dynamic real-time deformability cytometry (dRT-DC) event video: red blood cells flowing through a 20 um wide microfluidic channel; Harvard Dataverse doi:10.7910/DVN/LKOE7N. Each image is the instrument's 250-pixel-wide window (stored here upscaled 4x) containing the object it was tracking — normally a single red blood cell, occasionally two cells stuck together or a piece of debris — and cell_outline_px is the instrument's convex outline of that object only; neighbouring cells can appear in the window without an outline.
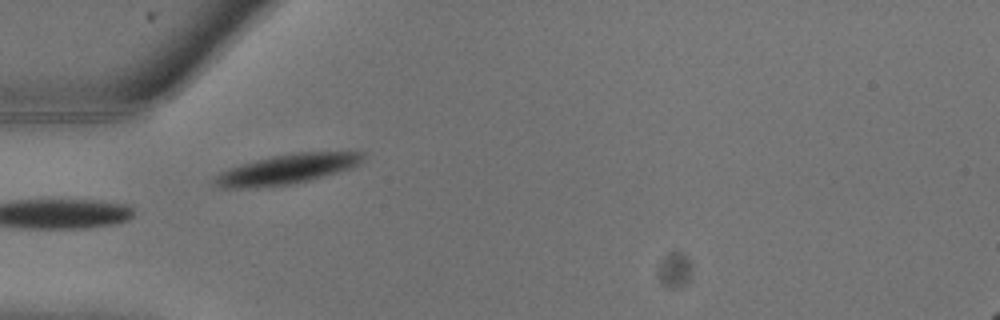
{"species": "common noctule bat (a hibernating species)", "species_latin": "Nyctalus noctula", "temperature_condition": "warm", "stored_images_in_passage": 12, "camera_frame_rate_fps": 3000, "um_per_image_px": 0.085, "animal": {"sex": "male", "body_mass_g": 13.3}, "frame": {"image": 1, "passage_image": 9, "time_ms": 2.667, "image_size_px": [1000, 320], "cell_outline_px": [[364, 156], [352, 168], [308, 180], [292, 184], [256, 188], [216, 188], [212, 184], [212, 180], [220, 172], [228, 168], [256, 160], [272, 156], [296, 152], [364, 152]], "centroid_in_image_um": [24.29, 14.4], "position_along_channel_um": 60.7, "area_um2": 25.66}}
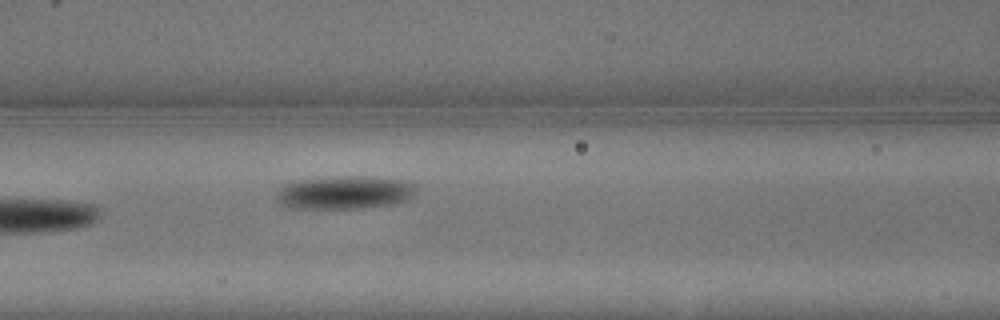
{"frame": {"image": 2, "passage_image": 12, "time_ms": 3.667, "image_size_px": [1000, 320], "cell_outline_px": [[416, 188], [412, 196], [408, 200], [396, 204], [360, 208], [292, 208], [280, 204], [276, 200], [276, 192], [284, 184], [296, 180], [332, 176], [360, 176], [404, 180], [416, 184]], "centroid_in_image_um": [29.28, 16.35], "position_along_channel_um": 137.3, "area_um2": 27.34}}